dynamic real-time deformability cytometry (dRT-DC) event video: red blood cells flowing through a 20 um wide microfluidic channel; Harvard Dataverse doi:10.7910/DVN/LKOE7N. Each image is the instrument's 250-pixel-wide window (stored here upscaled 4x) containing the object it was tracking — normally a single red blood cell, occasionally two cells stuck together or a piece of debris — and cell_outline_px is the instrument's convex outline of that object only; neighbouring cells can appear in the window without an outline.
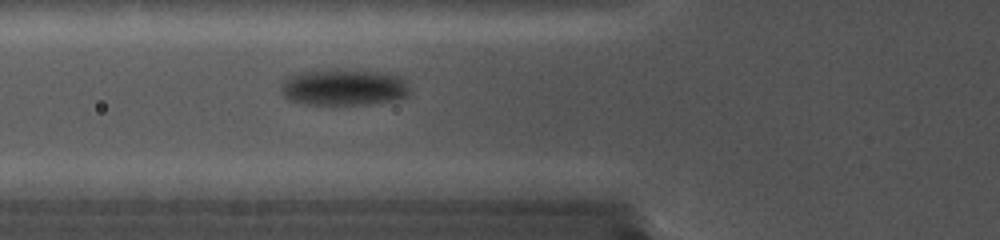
{"species": "common noctule bat (a hibernating species)", "species_latin": "Nyctalus noctula", "temperature_condition": "cold", "stored_images_in_passage": 5, "camera_frame_rate_fps": 5000, "um_per_image_px": 0.085, "animal": {"sex": "female", "body_mass_g": 19.0, "forearm_length_mm": 56.7}, "frame": {"image": 1, "passage_image": 4, "time_ms": 0.6, "image_size_px": [1000, 240], "cell_outline_px": [[408, 96], [392, 100], [368, 104], [304, 104], [288, 100], [280, 92], [280, 88], [284, 76], [300, 72], [328, 68], [388, 72], [400, 76], [404, 80], [408, 88]], "centroid_in_image_um": [29.15, 7.39], "position_along_channel_um": 96.7, "area_um2": 27.92}}